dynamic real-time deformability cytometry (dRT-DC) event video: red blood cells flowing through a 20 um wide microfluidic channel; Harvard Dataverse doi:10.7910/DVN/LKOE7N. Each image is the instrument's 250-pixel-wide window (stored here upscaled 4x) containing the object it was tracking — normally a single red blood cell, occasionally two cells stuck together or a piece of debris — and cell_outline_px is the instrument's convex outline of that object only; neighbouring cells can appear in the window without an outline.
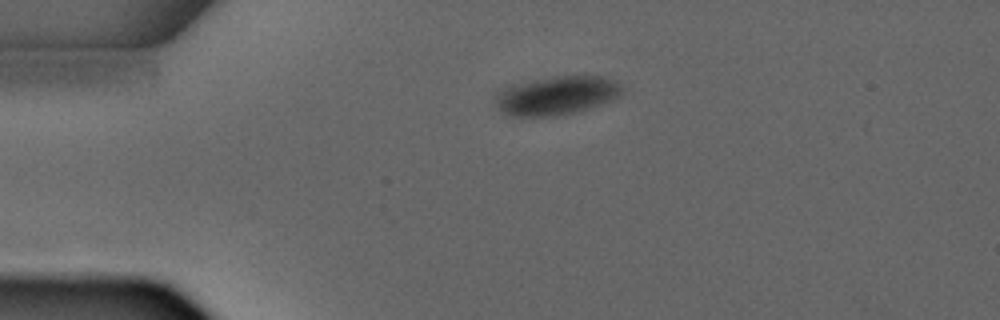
{"species": "common noctule bat (a hibernating species)", "species_latin": "Nyctalus noctula", "temperature_condition": "warm", "stored_images_in_passage": 3, "camera_frame_rate_fps": 3000, "um_per_image_px": 0.085, "animal": {"sex": "male", "forearm_length_mm": 52.5}, "frame": {"image": 1, "passage_image": 1, "time_ms": 0.0, "image_size_px": [1000, 320], "cell_outline_px": [[624, 92], [616, 100], [580, 112], [556, 116], [512, 116], [500, 112], [492, 104], [492, 100], [496, 88], [512, 84], [532, 80], [556, 76], [604, 76], [616, 80], [624, 84]], "centroid_in_image_um": [47.29, 8.12], "position_along_channel_um": 37.7, "area_um2": 30.0}}